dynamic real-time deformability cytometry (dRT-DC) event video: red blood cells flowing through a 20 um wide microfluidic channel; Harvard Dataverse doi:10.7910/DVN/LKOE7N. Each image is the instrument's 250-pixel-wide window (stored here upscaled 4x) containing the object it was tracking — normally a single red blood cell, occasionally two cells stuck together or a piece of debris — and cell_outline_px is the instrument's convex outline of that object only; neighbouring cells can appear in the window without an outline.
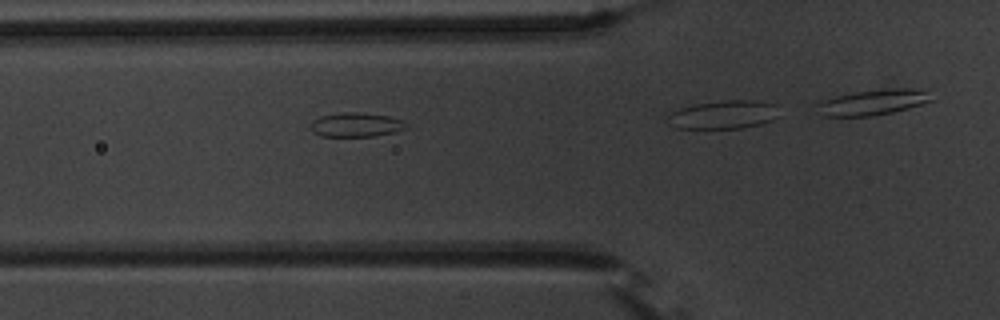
{"species": "common noctule bat (a hibernating species)", "species_latin": "Nyctalus noctula", "temperature_condition": "warm", "stored_images_in_passage": 23, "camera_frame_rate_fps": 3000, "um_per_image_px": 0.085, "animal": {"sex": "male", "body_mass_g": 20.1, "forearm_length_mm": 53.5}, "frame": {"image": 1, "passage_image": 17, "time_ms": 5.333, "image_size_px": [1000, 320], "cell_outline_px": [[408, 128], [396, 132], [372, 136], [320, 136], [312, 132], [312, 120], [320, 116], [344, 112], [360, 112], [388, 116], [400, 120], [408, 124]], "centroid_in_image_um": [30.28, 10.6], "position_along_channel_um": 95.5, "area_um2": 13.47}}